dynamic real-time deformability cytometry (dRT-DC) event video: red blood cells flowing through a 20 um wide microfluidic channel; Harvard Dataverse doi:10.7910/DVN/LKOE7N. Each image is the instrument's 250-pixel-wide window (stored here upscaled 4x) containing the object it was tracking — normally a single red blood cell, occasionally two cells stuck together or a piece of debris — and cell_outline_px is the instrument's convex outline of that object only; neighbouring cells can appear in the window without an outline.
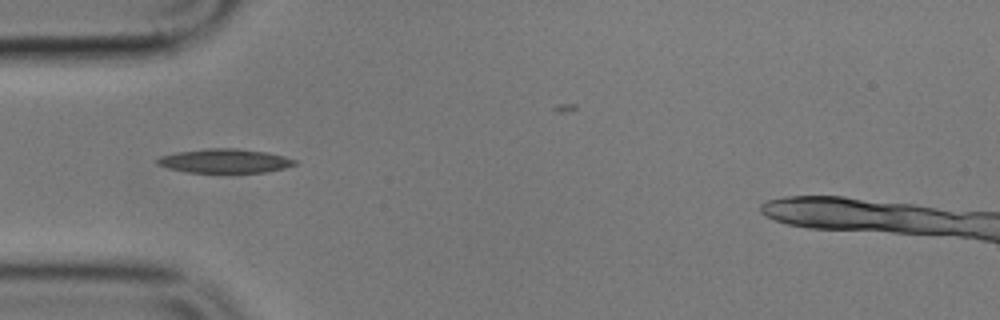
{"species": "common noctule bat (a hibernating species)", "species_latin": "Nyctalus noctula", "temperature_condition": "cold", "stored_images_in_passage": 4, "camera_frame_rate_fps": 3000, "um_per_image_px": 0.085, "animal": {"sex": "male", "body_mass_g": 17.9}, "frame": {"image": 1, "passage_image": 4, "time_ms": 4.333, "image_size_px": [1000, 320], "cell_outline_px": [[296, 164], [284, 168], [264, 172], [188, 172], [168, 168], [156, 164], [156, 160], [160, 156], [176, 152], [204, 148], [236, 148], [268, 152], [284, 156], [296, 160]], "centroid_in_image_um": [19.08, 13.66], "position_along_channel_um": 65.9, "area_um2": 19.25}}